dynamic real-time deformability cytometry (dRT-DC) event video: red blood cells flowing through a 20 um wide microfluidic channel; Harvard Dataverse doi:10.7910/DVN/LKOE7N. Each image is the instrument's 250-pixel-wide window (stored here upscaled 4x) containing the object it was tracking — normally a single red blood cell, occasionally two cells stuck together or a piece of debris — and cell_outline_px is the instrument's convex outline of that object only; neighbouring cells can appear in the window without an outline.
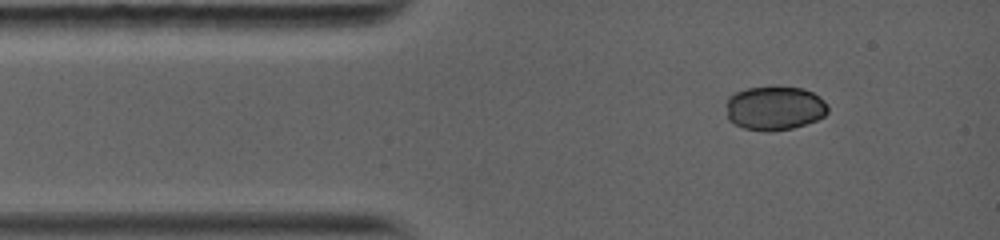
{"species": "common noctule bat (a hibernating species)", "species_latin": "Nyctalus noctula", "temperature_condition": "warm", "stored_images_in_passage": 29, "camera_frame_rate_fps": 5000, "um_per_image_px": 0.085, "animal": {"sex": "female", "body_mass_g": 19.0, "forearm_length_mm": 56.7}, "frame": {"image": 1, "passage_image": 1, "time_ms": 0.0, "image_size_px": [1000, 240], "cell_outline_px": [[828, 112], [824, 116], [816, 120], [792, 128], [768, 132], [744, 128], [728, 120], [728, 96], [736, 92], [748, 88], [804, 88], [820, 96], [828, 104]], "centroid_in_image_um": [65.87, 9.2], "position_along_channel_um": 19.1, "area_um2": 25.78}}
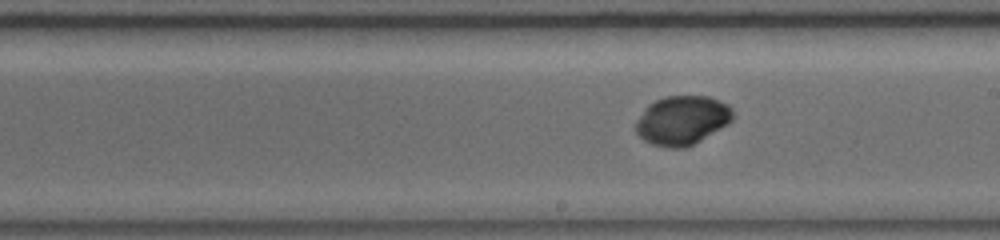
{"frame": {"image": 2, "passage_image": 17, "time_ms": 6.0, "image_size_px": [1000, 240], "cell_outline_px": [[732, 120], [728, 124], [692, 144], [684, 148], [672, 148], [652, 144], [644, 140], [636, 132], [636, 120], [648, 104], [664, 96], [708, 96], [728, 104], [732, 108]], "centroid_in_image_um": [57.97, 10.21], "position_along_channel_um": 231.0, "area_um2": 27.51}}
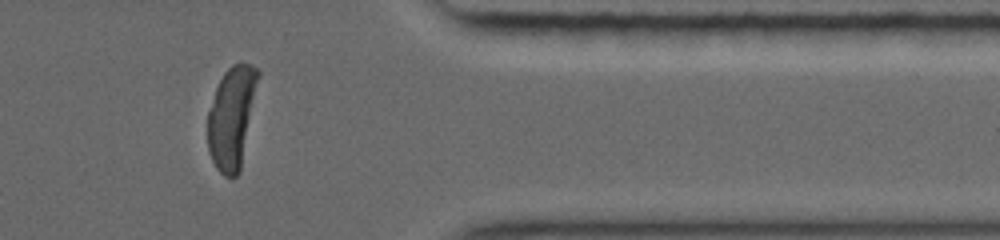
{"frame": {"image": 3, "passage_image": 29, "time_ms": 10.2, "image_size_px": [1000, 240], "cell_outline_px": [[260, 72], [240, 172], [236, 176], [224, 176], [216, 168], [212, 160], [208, 148], [208, 112], [216, 88], [224, 72], [232, 64], [248, 64], [256, 68]], "centroid_in_image_um": [19.69, 9.98], "position_along_channel_um": 391.7, "area_um2": 29.48}, "authors_computed_cell_mechanics": {"area_um2": 27.5128, "velocity_mm_per_s": 4.1304, "shape_relaxation_time_tau1_ms": 2.8611, "shape_relaxation_time_tau2_ms": null, "deformation_change_tau1": 0.0854, "deformation_change_tau2": null}}